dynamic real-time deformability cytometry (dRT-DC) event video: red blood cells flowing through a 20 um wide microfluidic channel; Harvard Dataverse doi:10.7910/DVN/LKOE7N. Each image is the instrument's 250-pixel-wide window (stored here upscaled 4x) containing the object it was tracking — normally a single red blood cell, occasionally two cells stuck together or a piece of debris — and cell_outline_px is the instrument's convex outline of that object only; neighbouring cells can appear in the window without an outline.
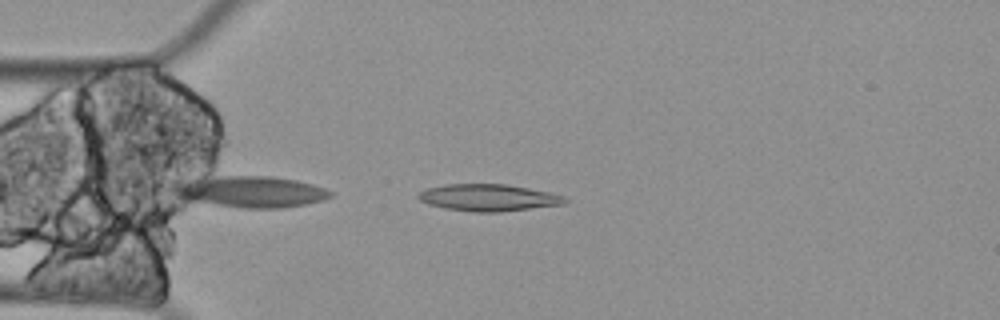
{"species": "Egyptian fruit bat (a non-hibernating species)", "species_latin": "Rousettus aegyptiacus", "temperature_condition": "cold", "stored_images_in_passage": 45, "segment_of_instrument_passage": [1, 2], "camera_frame_rate_fps": 3000, "um_per_image_px": 0.085, "animal": {"sex": "female"}, "frame": {"image": 1, "passage_image": 1, "time_ms": 0.0, "image_size_px": [1000, 320], "cell_outline_px": [[568, 200], [564, 204], [500, 212], [476, 212], [444, 208], [428, 204], [420, 200], [416, 196], [420, 192], [428, 188], [444, 184], [508, 184], [548, 192], [564, 196]], "centroid_in_image_um": [41.51, 16.8], "position_along_channel_um": 43.5, "area_um2": 22.89}}
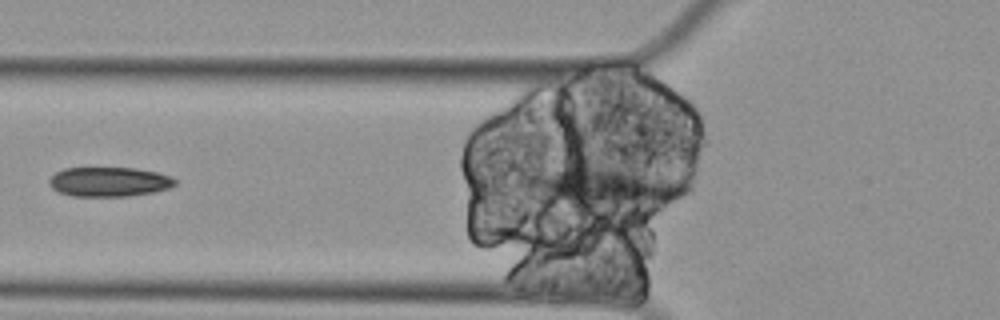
{"frame": {"image": 2, "passage_image": 5, "time_ms": 1.333, "image_size_px": [1000, 320], "cell_outline_px": [[692, 188], [688, 192], [656, 208], [576, 212], [552, 208], [528, 188], [528, 176], [536, 172], [556, 168], [576, 168], [652, 172], [688, 184]], "centroid_in_image_um": [51.34, 16.09], "position_along_channel_um": 74.5, "area_um2": 39.94}}